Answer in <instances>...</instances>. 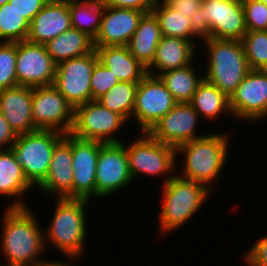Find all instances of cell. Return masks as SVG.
Wrapping results in <instances>:
<instances>
[{
  "instance_id": "8",
  "label": "cell",
  "mask_w": 267,
  "mask_h": 266,
  "mask_svg": "<svg viewBox=\"0 0 267 266\" xmlns=\"http://www.w3.org/2000/svg\"><path fill=\"white\" fill-rule=\"evenodd\" d=\"M125 123L127 121L121 115L110 111L97 100H92L75 108L70 134L83 140L119 143L123 141L115 134H119Z\"/></svg>"
},
{
  "instance_id": "32",
  "label": "cell",
  "mask_w": 267,
  "mask_h": 266,
  "mask_svg": "<svg viewBox=\"0 0 267 266\" xmlns=\"http://www.w3.org/2000/svg\"><path fill=\"white\" fill-rule=\"evenodd\" d=\"M30 23L10 3L0 7V42L27 40Z\"/></svg>"
},
{
  "instance_id": "18",
  "label": "cell",
  "mask_w": 267,
  "mask_h": 266,
  "mask_svg": "<svg viewBox=\"0 0 267 266\" xmlns=\"http://www.w3.org/2000/svg\"><path fill=\"white\" fill-rule=\"evenodd\" d=\"M38 187L55 199L73 198L72 134L56 144L47 177Z\"/></svg>"
},
{
  "instance_id": "42",
  "label": "cell",
  "mask_w": 267,
  "mask_h": 266,
  "mask_svg": "<svg viewBox=\"0 0 267 266\" xmlns=\"http://www.w3.org/2000/svg\"><path fill=\"white\" fill-rule=\"evenodd\" d=\"M65 257L68 258L69 262L65 263L66 260L64 262H62L59 260L58 261H55V260L49 261V259L48 260L43 259V266H76V265H73V263H71L70 261H73V260L76 261L77 260V262H79L82 259L81 256H75V255H66Z\"/></svg>"
},
{
  "instance_id": "36",
  "label": "cell",
  "mask_w": 267,
  "mask_h": 266,
  "mask_svg": "<svg viewBox=\"0 0 267 266\" xmlns=\"http://www.w3.org/2000/svg\"><path fill=\"white\" fill-rule=\"evenodd\" d=\"M247 31L267 30V5L258 0H242Z\"/></svg>"
},
{
  "instance_id": "26",
  "label": "cell",
  "mask_w": 267,
  "mask_h": 266,
  "mask_svg": "<svg viewBox=\"0 0 267 266\" xmlns=\"http://www.w3.org/2000/svg\"><path fill=\"white\" fill-rule=\"evenodd\" d=\"M189 103L200 118H204V122L205 120L206 122H215L219 117L224 116L223 113L233 117L229 106V97L205 78L197 86Z\"/></svg>"
},
{
  "instance_id": "45",
  "label": "cell",
  "mask_w": 267,
  "mask_h": 266,
  "mask_svg": "<svg viewBox=\"0 0 267 266\" xmlns=\"http://www.w3.org/2000/svg\"><path fill=\"white\" fill-rule=\"evenodd\" d=\"M22 266H43V260L41 262L33 263V264H26Z\"/></svg>"
},
{
  "instance_id": "30",
  "label": "cell",
  "mask_w": 267,
  "mask_h": 266,
  "mask_svg": "<svg viewBox=\"0 0 267 266\" xmlns=\"http://www.w3.org/2000/svg\"><path fill=\"white\" fill-rule=\"evenodd\" d=\"M72 28L86 33L93 40L100 26L104 5L101 0H87L69 3Z\"/></svg>"
},
{
  "instance_id": "47",
  "label": "cell",
  "mask_w": 267,
  "mask_h": 266,
  "mask_svg": "<svg viewBox=\"0 0 267 266\" xmlns=\"http://www.w3.org/2000/svg\"><path fill=\"white\" fill-rule=\"evenodd\" d=\"M0 266H22V265H9V264H2V263H0Z\"/></svg>"
},
{
  "instance_id": "6",
  "label": "cell",
  "mask_w": 267,
  "mask_h": 266,
  "mask_svg": "<svg viewBox=\"0 0 267 266\" xmlns=\"http://www.w3.org/2000/svg\"><path fill=\"white\" fill-rule=\"evenodd\" d=\"M139 135L130 144H124L132 179L136 180L140 174L152 177L162 175L166 184L176 173V148L157 141L148 132H140Z\"/></svg>"
},
{
  "instance_id": "23",
  "label": "cell",
  "mask_w": 267,
  "mask_h": 266,
  "mask_svg": "<svg viewBox=\"0 0 267 266\" xmlns=\"http://www.w3.org/2000/svg\"><path fill=\"white\" fill-rule=\"evenodd\" d=\"M32 188L34 186L27 180L13 151L0 149V195L6 199L11 198L12 203L8 208L28 207L24 195Z\"/></svg>"
},
{
  "instance_id": "28",
  "label": "cell",
  "mask_w": 267,
  "mask_h": 266,
  "mask_svg": "<svg viewBox=\"0 0 267 266\" xmlns=\"http://www.w3.org/2000/svg\"><path fill=\"white\" fill-rule=\"evenodd\" d=\"M151 12L159 22L162 36L182 38L198 46L195 40L199 39L194 35L191 18L187 15L173 10L163 0H155Z\"/></svg>"
},
{
  "instance_id": "39",
  "label": "cell",
  "mask_w": 267,
  "mask_h": 266,
  "mask_svg": "<svg viewBox=\"0 0 267 266\" xmlns=\"http://www.w3.org/2000/svg\"><path fill=\"white\" fill-rule=\"evenodd\" d=\"M49 0H9L10 5L30 23Z\"/></svg>"
},
{
  "instance_id": "21",
  "label": "cell",
  "mask_w": 267,
  "mask_h": 266,
  "mask_svg": "<svg viewBox=\"0 0 267 266\" xmlns=\"http://www.w3.org/2000/svg\"><path fill=\"white\" fill-rule=\"evenodd\" d=\"M70 28H72V23L69 4L49 0L31 20L27 40L45 45Z\"/></svg>"
},
{
  "instance_id": "24",
  "label": "cell",
  "mask_w": 267,
  "mask_h": 266,
  "mask_svg": "<svg viewBox=\"0 0 267 266\" xmlns=\"http://www.w3.org/2000/svg\"><path fill=\"white\" fill-rule=\"evenodd\" d=\"M99 61L111 70L119 81L140 82L146 75L147 69L130 52L128 46L94 47Z\"/></svg>"
},
{
  "instance_id": "1",
  "label": "cell",
  "mask_w": 267,
  "mask_h": 266,
  "mask_svg": "<svg viewBox=\"0 0 267 266\" xmlns=\"http://www.w3.org/2000/svg\"><path fill=\"white\" fill-rule=\"evenodd\" d=\"M34 214L29 207H6L4 210L0 251L6 264L26 265L44 259L40 257L46 250L44 229H41L39 218Z\"/></svg>"
},
{
  "instance_id": "44",
  "label": "cell",
  "mask_w": 267,
  "mask_h": 266,
  "mask_svg": "<svg viewBox=\"0 0 267 266\" xmlns=\"http://www.w3.org/2000/svg\"><path fill=\"white\" fill-rule=\"evenodd\" d=\"M57 2H64V3H72V2H80V1H87V0H54Z\"/></svg>"
},
{
  "instance_id": "16",
  "label": "cell",
  "mask_w": 267,
  "mask_h": 266,
  "mask_svg": "<svg viewBox=\"0 0 267 266\" xmlns=\"http://www.w3.org/2000/svg\"><path fill=\"white\" fill-rule=\"evenodd\" d=\"M210 38L242 40L247 32L242 0H203Z\"/></svg>"
},
{
  "instance_id": "17",
  "label": "cell",
  "mask_w": 267,
  "mask_h": 266,
  "mask_svg": "<svg viewBox=\"0 0 267 266\" xmlns=\"http://www.w3.org/2000/svg\"><path fill=\"white\" fill-rule=\"evenodd\" d=\"M102 142L72 135L73 198H96V166Z\"/></svg>"
},
{
  "instance_id": "4",
  "label": "cell",
  "mask_w": 267,
  "mask_h": 266,
  "mask_svg": "<svg viewBox=\"0 0 267 266\" xmlns=\"http://www.w3.org/2000/svg\"><path fill=\"white\" fill-rule=\"evenodd\" d=\"M201 44L208 50L204 78L230 97L251 70L242 41L208 38Z\"/></svg>"
},
{
  "instance_id": "12",
  "label": "cell",
  "mask_w": 267,
  "mask_h": 266,
  "mask_svg": "<svg viewBox=\"0 0 267 266\" xmlns=\"http://www.w3.org/2000/svg\"><path fill=\"white\" fill-rule=\"evenodd\" d=\"M124 143L101 144L96 166V199L115 195L117 191L134 182Z\"/></svg>"
},
{
  "instance_id": "9",
  "label": "cell",
  "mask_w": 267,
  "mask_h": 266,
  "mask_svg": "<svg viewBox=\"0 0 267 266\" xmlns=\"http://www.w3.org/2000/svg\"><path fill=\"white\" fill-rule=\"evenodd\" d=\"M99 61L96 49L92 52L57 64L53 85L74 107L92 101L91 76Z\"/></svg>"
},
{
  "instance_id": "15",
  "label": "cell",
  "mask_w": 267,
  "mask_h": 266,
  "mask_svg": "<svg viewBox=\"0 0 267 266\" xmlns=\"http://www.w3.org/2000/svg\"><path fill=\"white\" fill-rule=\"evenodd\" d=\"M199 118V114L189 102L177 103L148 133L157 141L177 148L183 143L207 135H198L196 129L200 125Z\"/></svg>"
},
{
  "instance_id": "41",
  "label": "cell",
  "mask_w": 267,
  "mask_h": 266,
  "mask_svg": "<svg viewBox=\"0 0 267 266\" xmlns=\"http://www.w3.org/2000/svg\"><path fill=\"white\" fill-rule=\"evenodd\" d=\"M17 136L0 111V149H10L16 141Z\"/></svg>"
},
{
  "instance_id": "22",
  "label": "cell",
  "mask_w": 267,
  "mask_h": 266,
  "mask_svg": "<svg viewBox=\"0 0 267 266\" xmlns=\"http://www.w3.org/2000/svg\"><path fill=\"white\" fill-rule=\"evenodd\" d=\"M196 49L198 48L189 40L162 36L153 62L146 68L147 74L158 76L160 73L190 65L198 55Z\"/></svg>"
},
{
  "instance_id": "29",
  "label": "cell",
  "mask_w": 267,
  "mask_h": 266,
  "mask_svg": "<svg viewBox=\"0 0 267 266\" xmlns=\"http://www.w3.org/2000/svg\"><path fill=\"white\" fill-rule=\"evenodd\" d=\"M194 61L185 67L169 70L160 73L158 77L165 84L178 103L190 102L197 86L204 79V75H199L197 68L193 66Z\"/></svg>"
},
{
  "instance_id": "37",
  "label": "cell",
  "mask_w": 267,
  "mask_h": 266,
  "mask_svg": "<svg viewBox=\"0 0 267 266\" xmlns=\"http://www.w3.org/2000/svg\"><path fill=\"white\" fill-rule=\"evenodd\" d=\"M119 82L117 76H114L110 69L98 61L91 76L92 100H97Z\"/></svg>"
},
{
  "instance_id": "13",
  "label": "cell",
  "mask_w": 267,
  "mask_h": 266,
  "mask_svg": "<svg viewBox=\"0 0 267 266\" xmlns=\"http://www.w3.org/2000/svg\"><path fill=\"white\" fill-rule=\"evenodd\" d=\"M57 64L46 46L28 40L17 42L16 75L18 85L41 87L53 85Z\"/></svg>"
},
{
  "instance_id": "25",
  "label": "cell",
  "mask_w": 267,
  "mask_h": 266,
  "mask_svg": "<svg viewBox=\"0 0 267 266\" xmlns=\"http://www.w3.org/2000/svg\"><path fill=\"white\" fill-rule=\"evenodd\" d=\"M162 38L159 22L152 12L145 13L128 43L129 52L146 68L153 62Z\"/></svg>"
},
{
  "instance_id": "33",
  "label": "cell",
  "mask_w": 267,
  "mask_h": 266,
  "mask_svg": "<svg viewBox=\"0 0 267 266\" xmlns=\"http://www.w3.org/2000/svg\"><path fill=\"white\" fill-rule=\"evenodd\" d=\"M170 8L191 18L194 35L199 40L210 38V31L203 16V0H163Z\"/></svg>"
},
{
  "instance_id": "40",
  "label": "cell",
  "mask_w": 267,
  "mask_h": 266,
  "mask_svg": "<svg viewBox=\"0 0 267 266\" xmlns=\"http://www.w3.org/2000/svg\"><path fill=\"white\" fill-rule=\"evenodd\" d=\"M104 6L151 12L155 0H101Z\"/></svg>"
},
{
  "instance_id": "14",
  "label": "cell",
  "mask_w": 267,
  "mask_h": 266,
  "mask_svg": "<svg viewBox=\"0 0 267 266\" xmlns=\"http://www.w3.org/2000/svg\"><path fill=\"white\" fill-rule=\"evenodd\" d=\"M233 118L245 122L267 119V78L258 70H250L229 97Z\"/></svg>"
},
{
  "instance_id": "19",
  "label": "cell",
  "mask_w": 267,
  "mask_h": 266,
  "mask_svg": "<svg viewBox=\"0 0 267 266\" xmlns=\"http://www.w3.org/2000/svg\"><path fill=\"white\" fill-rule=\"evenodd\" d=\"M144 14L141 10L104 6L94 47L127 46Z\"/></svg>"
},
{
  "instance_id": "5",
  "label": "cell",
  "mask_w": 267,
  "mask_h": 266,
  "mask_svg": "<svg viewBox=\"0 0 267 266\" xmlns=\"http://www.w3.org/2000/svg\"><path fill=\"white\" fill-rule=\"evenodd\" d=\"M162 202L158 218L162 234L180 229L194 218L195 214L209 199L210 193L205 185L186 180L174 174L162 187Z\"/></svg>"
},
{
  "instance_id": "48",
  "label": "cell",
  "mask_w": 267,
  "mask_h": 266,
  "mask_svg": "<svg viewBox=\"0 0 267 266\" xmlns=\"http://www.w3.org/2000/svg\"><path fill=\"white\" fill-rule=\"evenodd\" d=\"M258 1H260V2L264 3L265 5H267V0H258Z\"/></svg>"
},
{
  "instance_id": "27",
  "label": "cell",
  "mask_w": 267,
  "mask_h": 266,
  "mask_svg": "<svg viewBox=\"0 0 267 266\" xmlns=\"http://www.w3.org/2000/svg\"><path fill=\"white\" fill-rule=\"evenodd\" d=\"M45 46L48 54L56 64L84 56L95 49L93 39L75 28L68 29L50 40Z\"/></svg>"
},
{
  "instance_id": "34",
  "label": "cell",
  "mask_w": 267,
  "mask_h": 266,
  "mask_svg": "<svg viewBox=\"0 0 267 266\" xmlns=\"http://www.w3.org/2000/svg\"><path fill=\"white\" fill-rule=\"evenodd\" d=\"M241 41L251 70L267 62V30L247 31Z\"/></svg>"
},
{
  "instance_id": "2",
  "label": "cell",
  "mask_w": 267,
  "mask_h": 266,
  "mask_svg": "<svg viewBox=\"0 0 267 266\" xmlns=\"http://www.w3.org/2000/svg\"><path fill=\"white\" fill-rule=\"evenodd\" d=\"M225 133H213L183 143L176 148V155L183 154V167L177 175L183 179L205 185L212 191V183L225 169L228 159L229 138ZM212 182V183H211ZM211 185V186H210ZM212 187V188H211Z\"/></svg>"
},
{
  "instance_id": "31",
  "label": "cell",
  "mask_w": 267,
  "mask_h": 266,
  "mask_svg": "<svg viewBox=\"0 0 267 266\" xmlns=\"http://www.w3.org/2000/svg\"><path fill=\"white\" fill-rule=\"evenodd\" d=\"M139 82L120 81L97 101L107 109L121 115L127 122L132 119Z\"/></svg>"
},
{
  "instance_id": "10",
  "label": "cell",
  "mask_w": 267,
  "mask_h": 266,
  "mask_svg": "<svg viewBox=\"0 0 267 266\" xmlns=\"http://www.w3.org/2000/svg\"><path fill=\"white\" fill-rule=\"evenodd\" d=\"M74 113V107L54 85L33 88L32 119L37 129L70 134Z\"/></svg>"
},
{
  "instance_id": "7",
  "label": "cell",
  "mask_w": 267,
  "mask_h": 266,
  "mask_svg": "<svg viewBox=\"0 0 267 266\" xmlns=\"http://www.w3.org/2000/svg\"><path fill=\"white\" fill-rule=\"evenodd\" d=\"M64 136L55 130L38 129L19 134L10 148L35 189L47 177L55 146Z\"/></svg>"
},
{
  "instance_id": "38",
  "label": "cell",
  "mask_w": 267,
  "mask_h": 266,
  "mask_svg": "<svg viewBox=\"0 0 267 266\" xmlns=\"http://www.w3.org/2000/svg\"><path fill=\"white\" fill-rule=\"evenodd\" d=\"M241 261L247 266H267V235L261 236L245 253Z\"/></svg>"
},
{
  "instance_id": "43",
  "label": "cell",
  "mask_w": 267,
  "mask_h": 266,
  "mask_svg": "<svg viewBox=\"0 0 267 266\" xmlns=\"http://www.w3.org/2000/svg\"><path fill=\"white\" fill-rule=\"evenodd\" d=\"M262 75L267 78V62L257 69Z\"/></svg>"
},
{
  "instance_id": "46",
  "label": "cell",
  "mask_w": 267,
  "mask_h": 266,
  "mask_svg": "<svg viewBox=\"0 0 267 266\" xmlns=\"http://www.w3.org/2000/svg\"><path fill=\"white\" fill-rule=\"evenodd\" d=\"M9 0H0V7L3 6L4 4L8 3Z\"/></svg>"
},
{
  "instance_id": "3",
  "label": "cell",
  "mask_w": 267,
  "mask_h": 266,
  "mask_svg": "<svg viewBox=\"0 0 267 266\" xmlns=\"http://www.w3.org/2000/svg\"><path fill=\"white\" fill-rule=\"evenodd\" d=\"M51 223L44 228V244H52L61 254L82 256L86 250L87 205L90 200L75 198H56Z\"/></svg>"
},
{
  "instance_id": "20",
  "label": "cell",
  "mask_w": 267,
  "mask_h": 266,
  "mask_svg": "<svg viewBox=\"0 0 267 266\" xmlns=\"http://www.w3.org/2000/svg\"><path fill=\"white\" fill-rule=\"evenodd\" d=\"M33 87L18 85L0 90V111L17 135L38 130L32 119Z\"/></svg>"
},
{
  "instance_id": "35",
  "label": "cell",
  "mask_w": 267,
  "mask_h": 266,
  "mask_svg": "<svg viewBox=\"0 0 267 266\" xmlns=\"http://www.w3.org/2000/svg\"><path fill=\"white\" fill-rule=\"evenodd\" d=\"M17 42H0V90L18 86Z\"/></svg>"
},
{
  "instance_id": "11",
  "label": "cell",
  "mask_w": 267,
  "mask_h": 266,
  "mask_svg": "<svg viewBox=\"0 0 267 266\" xmlns=\"http://www.w3.org/2000/svg\"><path fill=\"white\" fill-rule=\"evenodd\" d=\"M178 102L158 76L147 74L138 84L132 119L148 132Z\"/></svg>"
}]
</instances>
